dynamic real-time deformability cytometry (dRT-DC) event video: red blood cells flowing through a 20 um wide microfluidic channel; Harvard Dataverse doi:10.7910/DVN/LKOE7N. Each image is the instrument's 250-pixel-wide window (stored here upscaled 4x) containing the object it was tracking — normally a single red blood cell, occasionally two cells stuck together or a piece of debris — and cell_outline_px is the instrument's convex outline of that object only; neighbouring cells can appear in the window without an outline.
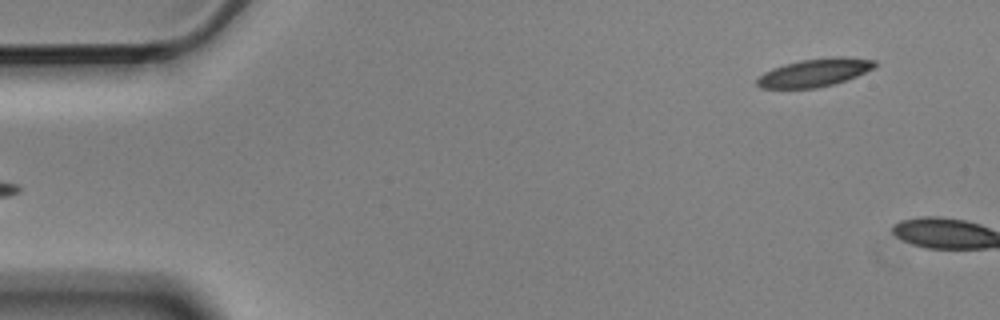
{"species": "Egyptian fruit bat (a non-hibernating species)", "species_latin": "Rousettus aegyptiacus", "temperature_condition": "cold", "stored_images_in_passage": 6, "segment_of_instrument_passage": [2, 2], "camera_frame_rate_fps": 3000, "um_per_image_px": 0.085, "animal": {"sex": "male"}, "frame": {"image": 1, "passage_image": 6, "time_ms": 1.667, "image_size_px": [1000, 320], "cell_outline_px": [[880, 64], [856, 76], [832, 84], [816, 88], [760, 88], [756, 84], [756, 80], [764, 72], [772, 68], [784, 64], [800, 60], [832, 56], [844, 56], [876, 60]], "centroid_in_image_um": [69.24, 6.15], "position_along_channel_um": 15.8, "area_um2": 19.25}}